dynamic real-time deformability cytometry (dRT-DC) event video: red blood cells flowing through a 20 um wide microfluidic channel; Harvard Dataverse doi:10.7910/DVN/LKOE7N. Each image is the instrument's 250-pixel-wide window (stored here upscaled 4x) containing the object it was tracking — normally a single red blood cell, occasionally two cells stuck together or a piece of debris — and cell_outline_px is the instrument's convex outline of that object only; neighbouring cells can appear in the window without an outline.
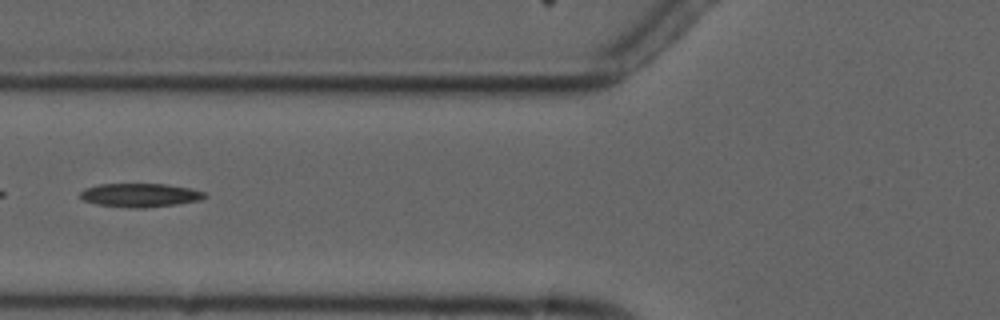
{"species": "common noctule bat (a hibernating species)", "species_latin": "Nyctalus noctula", "temperature_condition": "cold", "stored_images_in_passage": 8, "camera_frame_rate_fps": 3000, "um_per_image_px": 0.085, "animal": {"sex": "male", "forearm_length_mm": 52.5}, "frame": {"image": 1, "passage_image": 6, "time_ms": 6.0, "image_size_px": [1000, 320], "cell_outline_px": [[208, 196], [200, 200], [176, 204], [144, 208], [136, 208], [96, 204], [84, 200], [80, 196], [80, 192], [84, 188], [100, 184], [168, 184], [188, 188], [204, 192]], "centroid_in_image_um": [11.9, 16.58], "position_along_channel_um": 113.9, "area_um2": 17.05}}
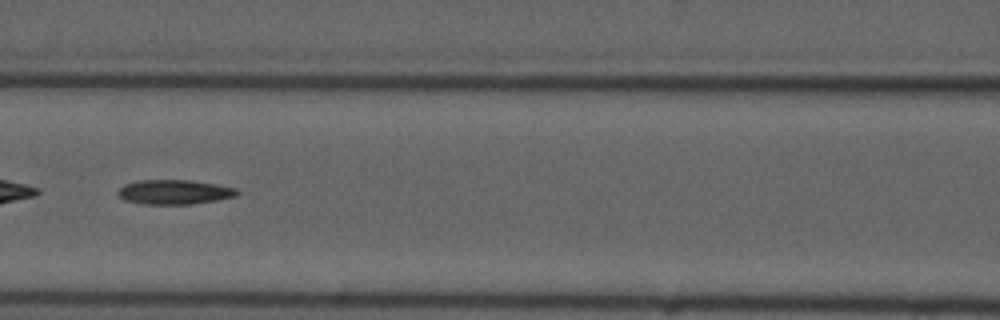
{"frame": {"image": 2, "passage_image": 7, "time_ms": 7.0, "image_size_px": [1000, 320], "cell_outline_px": [[240, 192], [236, 196], [216, 200], [192, 204], [144, 204], [124, 200], [116, 192], [124, 184], [140, 180], [192, 180], [216, 184], [236, 188]], "centroid_in_image_um": [14.82, 16.32], "position_along_channel_um": 151.8, "area_um2": 17.05}}
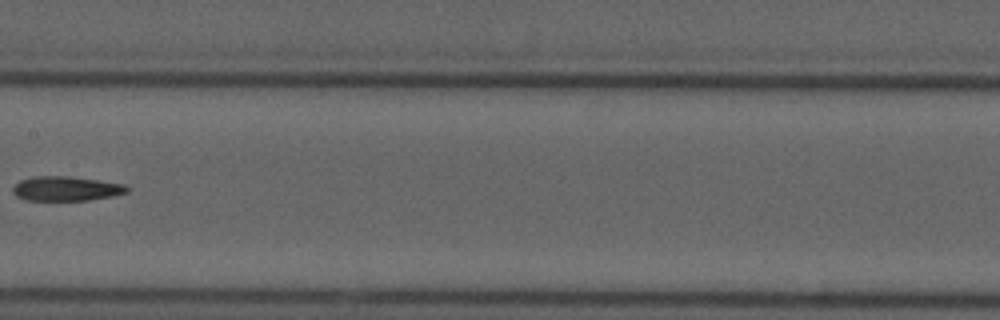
{"frame": {"image": 3, "passage_image": 8, "time_ms": 8.333, "image_size_px": [1000, 320], "cell_outline_px": [[132, 188], [128, 192], [112, 196], [88, 200], [28, 200], [16, 196], [12, 192], [12, 188], [20, 180], [36, 176], [68, 176], [124, 184]], "centroid_in_image_um": [5.64, 16.03], "position_along_channel_um": 201.8, "area_um2": 16.24}}